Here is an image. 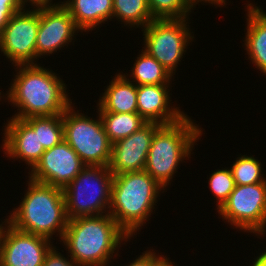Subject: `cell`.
<instances>
[{"mask_svg": "<svg viewBox=\"0 0 266 266\" xmlns=\"http://www.w3.org/2000/svg\"><path fill=\"white\" fill-rule=\"evenodd\" d=\"M14 67L17 75L12 79L6 95L1 96L4 101L5 98L8 100V104L18 108L12 117L26 119L63 114L72 104L65 81L52 69L40 64Z\"/></svg>", "mask_w": 266, "mask_h": 266, "instance_id": "6da1fadb", "label": "cell"}, {"mask_svg": "<svg viewBox=\"0 0 266 266\" xmlns=\"http://www.w3.org/2000/svg\"><path fill=\"white\" fill-rule=\"evenodd\" d=\"M129 239L108 213L69 219L64 235L58 241L64 244L68 257L78 266H108Z\"/></svg>", "mask_w": 266, "mask_h": 266, "instance_id": "7a4b0ae2", "label": "cell"}, {"mask_svg": "<svg viewBox=\"0 0 266 266\" xmlns=\"http://www.w3.org/2000/svg\"><path fill=\"white\" fill-rule=\"evenodd\" d=\"M28 180V188L20 205L10 211L5 220L23 232L51 241L54 239L53 235L62 239L69 220L63 189L30 178Z\"/></svg>", "mask_w": 266, "mask_h": 266, "instance_id": "3957f363", "label": "cell"}, {"mask_svg": "<svg viewBox=\"0 0 266 266\" xmlns=\"http://www.w3.org/2000/svg\"><path fill=\"white\" fill-rule=\"evenodd\" d=\"M164 191L145 170L113 175L109 214L132 238L149 221L157 198Z\"/></svg>", "mask_w": 266, "mask_h": 266, "instance_id": "277c9868", "label": "cell"}, {"mask_svg": "<svg viewBox=\"0 0 266 266\" xmlns=\"http://www.w3.org/2000/svg\"><path fill=\"white\" fill-rule=\"evenodd\" d=\"M195 123L186 115L180 121L161 125L155 131L145 171L165 189L171 185L170 181L177 173L180 163L191 158V152L203 134L201 126L199 128V124Z\"/></svg>", "mask_w": 266, "mask_h": 266, "instance_id": "5b68a950", "label": "cell"}, {"mask_svg": "<svg viewBox=\"0 0 266 266\" xmlns=\"http://www.w3.org/2000/svg\"><path fill=\"white\" fill-rule=\"evenodd\" d=\"M112 182L108 166H86L63 188L68 219L108 214Z\"/></svg>", "mask_w": 266, "mask_h": 266, "instance_id": "8992f818", "label": "cell"}, {"mask_svg": "<svg viewBox=\"0 0 266 266\" xmlns=\"http://www.w3.org/2000/svg\"><path fill=\"white\" fill-rule=\"evenodd\" d=\"M74 104L62 114L64 140L86 166H108L112 143L108 139L100 115L98 114V119H93L79 113V110L76 112Z\"/></svg>", "mask_w": 266, "mask_h": 266, "instance_id": "52a82bcc", "label": "cell"}, {"mask_svg": "<svg viewBox=\"0 0 266 266\" xmlns=\"http://www.w3.org/2000/svg\"><path fill=\"white\" fill-rule=\"evenodd\" d=\"M188 19H154L141 30L144 36L143 50L173 76L190 42L194 41V32L190 30Z\"/></svg>", "mask_w": 266, "mask_h": 266, "instance_id": "ba28073f", "label": "cell"}, {"mask_svg": "<svg viewBox=\"0 0 266 266\" xmlns=\"http://www.w3.org/2000/svg\"><path fill=\"white\" fill-rule=\"evenodd\" d=\"M217 212L231 227L259 237L266 235V182L235 185Z\"/></svg>", "mask_w": 266, "mask_h": 266, "instance_id": "9c48e42d", "label": "cell"}, {"mask_svg": "<svg viewBox=\"0 0 266 266\" xmlns=\"http://www.w3.org/2000/svg\"><path fill=\"white\" fill-rule=\"evenodd\" d=\"M16 12L0 34V52L10 63L28 65L36 63V40L39 28V2L30 3ZM35 61V62H34Z\"/></svg>", "mask_w": 266, "mask_h": 266, "instance_id": "30bf717a", "label": "cell"}, {"mask_svg": "<svg viewBox=\"0 0 266 266\" xmlns=\"http://www.w3.org/2000/svg\"><path fill=\"white\" fill-rule=\"evenodd\" d=\"M79 32L82 34L69 11L60 2L56 4L52 1L39 2L36 59L55 54L64 46L68 47Z\"/></svg>", "mask_w": 266, "mask_h": 266, "instance_id": "8fae6325", "label": "cell"}, {"mask_svg": "<svg viewBox=\"0 0 266 266\" xmlns=\"http://www.w3.org/2000/svg\"><path fill=\"white\" fill-rule=\"evenodd\" d=\"M52 243L15 229L4 219L0 224V266H42Z\"/></svg>", "mask_w": 266, "mask_h": 266, "instance_id": "7c38bea8", "label": "cell"}, {"mask_svg": "<svg viewBox=\"0 0 266 266\" xmlns=\"http://www.w3.org/2000/svg\"><path fill=\"white\" fill-rule=\"evenodd\" d=\"M85 167L86 164L78 154L62 140L56 146L45 150L40 160L28 172V178L63 189Z\"/></svg>", "mask_w": 266, "mask_h": 266, "instance_id": "4fadbf2b", "label": "cell"}, {"mask_svg": "<svg viewBox=\"0 0 266 266\" xmlns=\"http://www.w3.org/2000/svg\"><path fill=\"white\" fill-rule=\"evenodd\" d=\"M160 126L156 122H147L138 131L112 144L108 167L113 175L145 170L152 139Z\"/></svg>", "mask_w": 266, "mask_h": 266, "instance_id": "5bb4252c", "label": "cell"}, {"mask_svg": "<svg viewBox=\"0 0 266 266\" xmlns=\"http://www.w3.org/2000/svg\"><path fill=\"white\" fill-rule=\"evenodd\" d=\"M9 120V121H8ZM5 123L2 151L5 157L25 161L31 170L45 152L39 142L38 130H33L23 119L11 117Z\"/></svg>", "mask_w": 266, "mask_h": 266, "instance_id": "9a60e30c", "label": "cell"}, {"mask_svg": "<svg viewBox=\"0 0 266 266\" xmlns=\"http://www.w3.org/2000/svg\"><path fill=\"white\" fill-rule=\"evenodd\" d=\"M171 84L138 85L137 113L147 122L161 125L173 124L184 118L183 111L170 102Z\"/></svg>", "mask_w": 266, "mask_h": 266, "instance_id": "2e32d148", "label": "cell"}, {"mask_svg": "<svg viewBox=\"0 0 266 266\" xmlns=\"http://www.w3.org/2000/svg\"><path fill=\"white\" fill-rule=\"evenodd\" d=\"M246 6L247 31L243 46L251 63L266 75V12L253 3Z\"/></svg>", "mask_w": 266, "mask_h": 266, "instance_id": "e0dca14e", "label": "cell"}, {"mask_svg": "<svg viewBox=\"0 0 266 266\" xmlns=\"http://www.w3.org/2000/svg\"><path fill=\"white\" fill-rule=\"evenodd\" d=\"M96 112L137 113V85L123 72L112 78L100 96Z\"/></svg>", "mask_w": 266, "mask_h": 266, "instance_id": "ac0fdd59", "label": "cell"}, {"mask_svg": "<svg viewBox=\"0 0 266 266\" xmlns=\"http://www.w3.org/2000/svg\"><path fill=\"white\" fill-rule=\"evenodd\" d=\"M74 19L76 26L84 32L95 30L112 19L113 0H67L60 2Z\"/></svg>", "mask_w": 266, "mask_h": 266, "instance_id": "d6986e66", "label": "cell"}, {"mask_svg": "<svg viewBox=\"0 0 266 266\" xmlns=\"http://www.w3.org/2000/svg\"><path fill=\"white\" fill-rule=\"evenodd\" d=\"M135 60L131 74L124 75L138 85L172 84L174 76L158 60L142 49ZM132 78V79H131ZM171 81V82H170Z\"/></svg>", "mask_w": 266, "mask_h": 266, "instance_id": "ffe728a7", "label": "cell"}, {"mask_svg": "<svg viewBox=\"0 0 266 266\" xmlns=\"http://www.w3.org/2000/svg\"><path fill=\"white\" fill-rule=\"evenodd\" d=\"M109 141L114 142L126 138L144 126L145 121L138 113L98 112Z\"/></svg>", "mask_w": 266, "mask_h": 266, "instance_id": "44dd1931", "label": "cell"}, {"mask_svg": "<svg viewBox=\"0 0 266 266\" xmlns=\"http://www.w3.org/2000/svg\"><path fill=\"white\" fill-rule=\"evenodd\" d=\"M113 19L130 28L146 27L154 18L148 0H113Z\"/></svg>", "mask_w": 266, "mask_h": 266, "instance_id": "7402d4cb", "label": "cell"}, {"mask_svg": "<svg viewBox=\"0 0 266 266\" xmlns=\"http://www.w3.org/2000/svg\"><path fill=\"white\" fill-rule=\"evenodd\" d=\"M33 130H38V139L45 150L64 140L62 114L34 116L23 119Z\"/></svg>", "mask_w": 266, "mask_h": 266, "instance_id": "603a6c76", "label": "cell"}, {"mask_svg": "<svg viewBox=\"0 0 266 266\" xmlns=\"http://www.w3.org/2000/svg\"><path fill=\"white\" fill-rule=\"evenodd\" d=\"M230 166L235 185L266 182L265 174L262 171V163L255 159L253 155H241Z\"/></svg>", "mask_w": 266, "mask_h": 266, "instance_id": "cb8c5ba5", "label": "cell"}, {"mask_svg": "<svg viewBox=\"0 0 266 266\" xmlns=\"http://www.w3.org/2000/svg\"><path fill=\"white\" fill-rule=\"evenodd\" d=\"M149 9L154 19H183L193 10L188 0H148Z\"/></svg>", "mask_w": 266, "mask_h": 266, "instance_id": "d4e9b609", "label": "cell"}, {"mask_svg": "<svg viewBox=\"0 0 266 266\" xmlns=\"http://www.w3.org/2000/svg\"><path fill=\"white\" fill-rule=\"evenodd\" d=\"M229 167L222 169H217L211 173L209 177V188L213 196L216 197V207L217 210L223 205V203L228 199L230 193L235 188V182L232 172Z\"/></svg>", "mask_w": 266, "mask_h": 266, "instance_id": "484cf974", "label": "cell"}, {"mask_svg": "<svg viewBox=\"0 0 266 266\" xmlns=\"http://www.w3.org/2000/svg\"><path fill=\"white\" fill-rule=\"evenodd\" d=\"M27 0H0V34L7 25L9 19L28 3Z\"/></svg>", "mask_w": 266, "mask_h": 266, "instance_id": "4316f807", "label": "cell"}, {"mask_svg": "<svg viewBox=\"0 0 266 266\" xmlns=\"http://www.w3.org/2000/svg\"><path fill=\"white\" fill-rule=\"evenodd\" d=\"M58 250L53 245L46 253L42 266H78L71 257L65 258Z\"/></svg>", "mask_w": 266, "mask_h": 266, "instance_id": "83f0119b", "label": "cell"}, {"mask_svg": "<svg viewBox=\"0 0 266 266\" xmlns=\"http://www.w3.org/2000/svg\"><path fill=\"white\" fill-rule=\"evenodd\" d=\"M162 257V254L159 255V252L157 254L152 248L142 252V255L125 266H154Z\"/></svg>", "mask_w": 266, "mask_h": 266, "instance_id": "f1b7e54d", "label": "cell"}, {"mask_svg": "<svg viewBox=\"0 0 266 266\" xmlns=\"http://www.w3.org/2000/svg\"><path fill=\"white\" fill-rule=\"evenodd\" d=\"M188 1L192 4V6L194 8L196 7V4H198V3H201V4L202 3L203 4L204 3H209V4L214 5L215 8H217V7H223V6H225L227 0H188ZM216 5H217V7H216Z\"/></svg>", "mask_w": 266, "mask_h": 266, "instance_id": "f546056e", "label": "cell"}, {"mask_svg": "<svg viewBox=\"0 0 266 266\" xmlns=\"http://www.w3.org/2000/svg\"><path fill=\"white\" fill-rule=\"evenodd\" d=\"M251 266H266V250L264 252H261L259 256L254 258V261H252Z\"/></svg>", "mask_w": 266, "mask_h": 266, "instance_id": "4dcf8cb0", "label": "cell"}, {"mask_svg": "<svg viewBox=\"0 0 266 266\" xmlns=\"http://www.w3.org/2000/svg\"><path fill=\"white\" fill-rule=\"evenodd\" d=\"M176 264L172 262L169 257L163 255V257L154 266H175Z\"/></svg>", "mask_w": 266, "mask_h": 266, "instance_id": "1f68e13d", "label": "cell"}, {"mask_svg": "<svg viewBox=\"0 0 266 266\" xmlns=\"http://www.w3.org/2000/svg\"><path fill=\"white\" fill-rule=\"evenodd\" d=\"M28 3H33V2H45V1H51V0H27Z\"/></svg>", "mask_w": 266, "mask_h": 266, "instance_id": "d6a6232c", "label": "cell"}]
</instances>
